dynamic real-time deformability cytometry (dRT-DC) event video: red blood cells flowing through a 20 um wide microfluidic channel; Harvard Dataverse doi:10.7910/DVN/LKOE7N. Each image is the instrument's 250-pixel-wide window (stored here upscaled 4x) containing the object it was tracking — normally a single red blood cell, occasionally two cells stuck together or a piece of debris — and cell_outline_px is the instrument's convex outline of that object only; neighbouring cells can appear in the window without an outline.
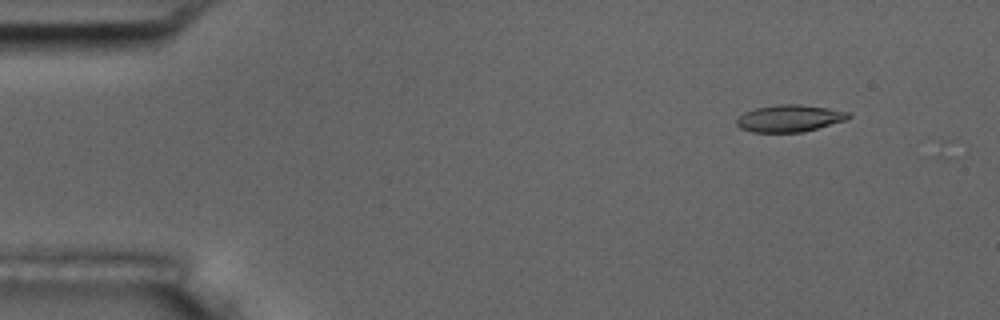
{"species": "common noctule bat (a hibernating species)", "species_latin": "Nyctalus noctula", "temperature_condition": "room temperature", "stored_images_in_passage": 4, "camera_frame_rate_fps": 3000, "um_per_image_px": 0.085, "animal": {"sex": "male", "body_mass_g": 17.5, "forearm_length_mm": 52.3}, "frame": {"image": 1, "passage_image": 1, "time_ms": 0.0, "image_size_px": [1000, 320], "cell_outline_px": [[852, 116], [844, 120], [804, 132], [752, 132], [740, 128], [736, 124], [736, 120], [744, 112], [756, 108], [776, 104], [800, 104], [828, 108], [848, 112]], "centroid_in_image_um": [67.08, 10.05], "position_along_channel_um": 17.9, "area_um2": 17.51}}
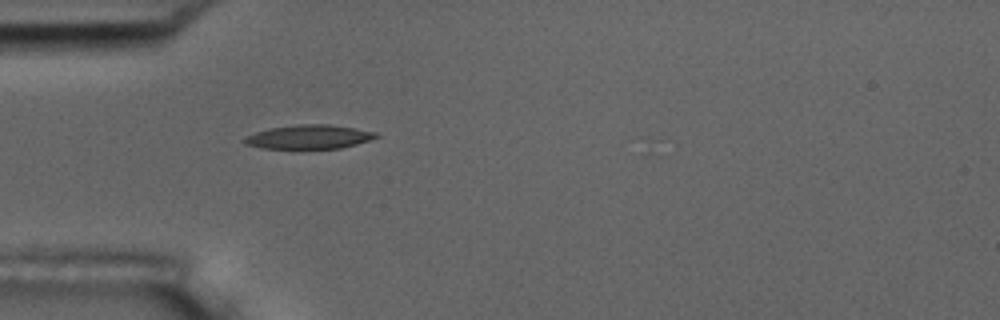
{"frame": {"image": 2, "passage_image": 4, "time_ms": 3.667, "image_size_px": [1000, 320], "cell_outline_px": [[380, 136], [356, 144], [340, 148], [292, 152], [264, 148], [244, 144], [240, 140], [256, 132], [268, 128], [296, 124], [328, 124], [356, 128], [376, 132]], "centroid_in_image_um": [26.2, 11.68], "position_along_channel_um": 58.8, "area_um2": 19.42}}